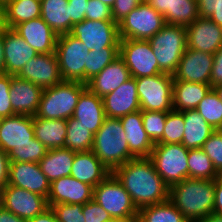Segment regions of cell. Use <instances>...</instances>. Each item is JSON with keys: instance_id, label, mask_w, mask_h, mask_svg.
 <instances>
[{"instance_id": "obj_1", "label": "cell", "mask_w": 222, "mask_h": 222, "mask_svg": "<svg viewBox=\"0 0 222 222\" xmlns=\"http://www.w3.org/2000/svg\"><path fill=\"white\" fill-rule=\"evenodd\" d=\"M130 194L139 210L169 199L170 187L157 173L149 158H135L111 172Z\"/></svg>"}, {"instance_id": "obj_2", "label": "cell", "mask_w": 222, "mask_h": 222, "mask_svg": "<svg viewBox=\"0 0 222 222\" xmlns=\"http://www.w3.org/2000/svg\"><path fill=\"white\" fill-rule=\"evenodd\" d=\"M215 180L187 178L170 187L169 200L188 222H198L213 213Z\"/></svg>"}, {"instance_id": "obj_3", "label": "cell", "mask_w": 222, "mask_h": 222, "mask_svg": "<svg viewBox=\"0 0 222 222\" xmlns=\"http://www.w3.org/2000/svg\"><path fill=\"white\" fill-rule=\"evenodd\" d=\"M92 152L111 172L135 159L130 153L120 118L105 117L94 135Z\"/></svg>"}, {"instance_id": "obj_4", "label": "cell", "mask_w": 222, "mask_h": 222, "mask_svg": "<svg viewBox=\"0 0 222 222\" xmlns=\"http://www.w3.org/2000/svg\"><path fill=\"white\" fill-rule=\"evenodd\" d=\"M87 84L76 81H62L44 89L35 117L45 119H69L73 116L80 94Z\"/></svg>"}, {"instance_id": "obj_5", "label": "cell", "mask_w": 222, "mask_h": 222, "mask_svg": "<svg viewBox=\"0 0 222 222\" xmlns=\"http://www.w3.org/2000/svg\"><path fill=\"white\" fill-rule=\"evenodd\" d=\"M148 41L157 58L159 69L173 75L187 49L186 27L166 24Z\"/></svg>"}, {"instance_id": "obj_6", "label": "cell", "mask_w": 222, "mask_h": 222, "mask_svg": "<svg viewBox=\"0 0 222 222\" xmlns=\"http://www.w3.org/2000/svg\"><path fill=\"white\" fill-rule=\"evenodd\" d=\"M188 151L181 143L154 144L149 159L169 187L188 178Z\"/></svg>"}, {"instance_id": "obj_7", "label": "cell", "mask_w": 222, "mask_h": 222, "mask_svg": "<svg viewBox=\"0 0 222 222\" xmlns=\"http://www.w3.org/2000/svg\"><path fill=\"white\" fill-rule=\"evenodd\" d=\"M140 109L142 111L173 110V75L160 73L135 78Z\"/></svg>"}, {"instance_id": "obj_8", "label": "cell", "mask_w": 222, "mask_h": 222, "mask_svg": "<svg viewBox=\"0 0 222 222\" xmlns=\"http://www.w3.org/2000/svg\"><path fill=\"white\" fill-rule=\"evenodd\" d=\"M89 49L70 33L58 35L55 53L63 81L84 83Z\"/></svg>"}, {"instance_id": "obj_9", "label": "cell", "mask_w": 222, "mask_h": 222, "mask_svg": "<svg viewBox=\"0 0 222 222\" xmlns=\"http://www.w3.org/2000/svg\"><path fill=\"white\" fill-rule=\"evenodd\" d=\"M93 200L96 201L112 218H137L138 209L130 194L111 173L93 188Z\"/></svg>"}, {"instance_id": "obj_10", "label": "cell", "mask_w": 222, "mask_h": 222, "mask_svg": "<svg viewBox=\"0 0 222 222\" xmlns=\"http://www.w3.org/2000/svg\"><path fill=\"white\" fill-rule=\"evenodd\" d=\"M165 25L164 16L143 1L118 23L119 38L148 40Z\"/></svg>"}, {"instance_id": "obj_11", "label": "cell", "mask_w": 222, "mask_h": 222, "mask_svg": "<svg viewBox=\"0 0 222 222\" xmlns=\"http://www.w3.org/2000/svg\"><path fill=\"white\" fill-rule=\"evenodd\" d=\"M120 56L133 78L163 73L159 69L157 58L148 40L120 39Z\"/></svg>"}, {"instance_id": "obj_12", "label": "cell", "mask_w": 222, "mask_h": 222, "mask_svg": "<svg viewBox=\"0 0 222 222\" xmlns=\"http://www.w3.org/2000/svg\"><path fill=\"white\" fill-rule=\"evenodd\" d=\"M70 34L78 38L89 50L120 47L118 24L115 21L84 19L73 25Z\"/></svg>"}, {"instance_id": "obj_13", "label": "cell", "mask_w": 222, "mask_h": 222, "mask_svg": "<svg viewBox=\"0 0 222 222\" xmlns=\"http://www.w3.org/2000/svg\"><path fill=\"white\" fill-rule=\"evenodd\" d=\"M0 205L26 220L34 218L49 208L46 197L9 184L0 190Z\"/></svg>"}, {"instance_id": "obj_14", "label": "cell", "mask_w": 222, "mask_h": 222, "mask_svg": "<svg viewBox=\"0 0 222 222\" xmlns=\"http://www.w3.org/2000/svg\"><path fill=\"white\" fill-rule=\"evenodd\" d=\"M17 77L47 89L63 81L56 53L38 54L29 60Z\"/></svg>"}, {"instance_id": "obj_15", "label": "cell", "mask_w": 222, "mask_h": 222, "mask_svg": "<svg viewBox=\"0 0 222 222\" xmlns=\"http://www.w3.org/2000/svg\"><path fill=\"white\" fill-rule=\"evenodd\" d=\"M212 66L213 54L187 48L173 74V79L210 85Z\"/></svg>"}, {"instance_id": "obj_16", "label": "cell", "mask_w": 222, "mask_h": 222, "mask_svg": "<svg viewBox=\"0 0 222 222\" xmlns=\"http://www.w3.org/2000/svg\"><path fill=\"white\" fill-rule=\"evenodd\" d=\"M35 137L33 117L15 114L0 119V148L8 154Z\"/></svg>"}, {"instance_id": "obj_17", "label": "cell", "mask_w": 222, "mask_h": 222, "mask_svg": "<svg viewBox=\"0 0 222 222\" xmlns=\"http://www.w3.org/2000/svg\"><path fill=\"white\" fill-rule=\"evenodd\" d=\"M187 48L214 54L222 47V26L199 17L186 27Z\"/></svg>"}, {"instance_id": "obj_18", "label": "cell", "mask_w": 222, "mask_h": 222, "mask_svg": "<svg viewBox=\"0 0 222 222\" xmlns=\"http://www.w3.org/2000/svg\"><path fill=\"white\" fill-rule=\"evenodd\" d=\"M2 36L5 74L16 76L25 64L39 53L11 28L2 26Z\"/></svg>"}, {"instance_id": "obj_19", "label": "cell", "mask_w": 222, "mask_h": 222, "mask_svg": "<svg viewBox=\"0 0 222 222\" xmlns=\"http://www.w3.org/2000/svg\"><path fill=\"white\" fill-rule=\"evenodd\" d=\"M8 184L48 197L50 182L38 163L11 162Z\"/></svg>"}, {"instance_id": "obj_20", "label": "cell", "mask_w": 222, "mask_h": 222, "mask_svg": "<svg viewBox=\"0 0 222 222\" xmlns=\"http://www.w3.org/2000/svg\"><path fill=\"white\" fill-rule=\"evenodd\" d=\"M92 199L93 187L71 176L53 181L47 197L49 207L60 203L83 205Z\"/></svg>"}, {"instance_id": "obj_21", "label": "cell", "mask_w": 222, "mask_h": 222, "mask_svg": "<svg viewBox=\"0 0 222 222\" xmlns=\"http://www.w3.org/2000/svg\"><path fill=\"white\" fill-rule=\"evenodd\" d=\"M106 117L121 118L129 113L141 110L135 78L131 77L116 90L103 98Z\"/></svg>"}, {"instance_id": "obj_22", "label": "cell", "mask_w": 222, "mask_h": 222, "mask_svg": "<svg viewBox=\"0 0 222 222\" xmlns=\"http://www.w3.org/2000/svg\"><path fill=\"white\" fill-rule=\"evenodd\" d=\"M13 30L39 54L55 52L58 35L41 17L22 22Z\"/></svg>"}, {"instance_id": "obj_23", "label": "cell", "mask_w": 222, "mask_h": 222, "mask_svg": "<svg viewBox=\"0 0 222 222\" xmlns=\"http://www.w3.org/2000/svg\"><path fill=\"white\" fill-rule=\"evenodd\" d=\"M144 2L162 14L167 25L187 27L200 17L197 0H144Z\"/></svg>"}, {"instance_id": "obj_24", "label": "cell", "mask_w": 222, "mask_h": 222, "mask_svg": "<svg viewBox=\"0 0 222 222\" xmlns=\"http://www.w3.org/2000/svg\"><path fill=\"white\" fill-rule=\"evenodd\" d=\"M9 92L11 106L15 114L35 116L42 96V88L12 75Z\"/></svg>"}, {"instance_id": "obj_25", "label": "cell", "mask_w": 222, "mask_h": 222, "mask_svg": "<svg viewBox=\"0 0 222 222\" xmlns=\"http://www.w3.org/2000/svg\"><path fill=\"white\" fill-rule=\"evenodd\" d=\"M126 135L129 151L135 158H149L154 143L148 137L142 121V110L120 118Z\"/></svg>"}, {"instance_id": "obj_26", "label": "cell", "mask_w": 222, "mask_h": 222, "mask_svg": "<svg viewBox=\"0 0 222 222\" xmlns=\"http://www.w3.org/2000/svg\"><path fill=\"white\" fill-rule=\"evenodd\" d=\"M131 78L124 59L119 55L109 63L98 75L92 78L87 87L99 97L116 90L121 84Z\"/></svg>"}, {"instance_id": "obj_27", "label": "cell", "mask_w": 222, "mask_h": 222, "mask_svg": "<svg viewBox=\"0 0 222 222\" xmlns=\"http://www.w3.org/2000/svg\"><path fill=\"white\" fill-rule=\"evenodd\" d=\"M72 117L95 135L106 117L102 97L87 87L80 94Z\"/></svg>"}, {"instance_id": "obj_28", "label": "cell", "mask_w": 222, "mask_h": 222, "mask_svg": "<svg viewBox=\"0 0 222 222\" xmlns=\"http://www.w3.org/2000/svg\"><path fill=\"white\" fill-rule=\"evenodd\" d=\"M109 174H111V171L92 151L75 153L70 173L71 177L95 188Z\"/></svg>"}, {"instance_id": "obj_29", "label": "cell", "mask_w": 222, "mask_h": 222, "mask_svg": "<svg viewBox=\"0 0 222 222\" xmlns=\"http://www.w3.org/2000/svg\"><path fill=\"white\" fill-rule=\"evenodd\" d=\"M41 17V0H9L0 7V25L13 29L16 25Z\"/></svg>"}, {"instance_id": "obj_30", "label": "cell", "mask_w": 222, "mask_h": 222, "mask_svg": "<svg viewBox=\"0 0 222 222\" xmlns=\"http://www.w3.org/2000/svg\"><path fill=\"white\" fill-rule=\"evenodd\" d=\"M181 112L185 125L181 144L187 149L201 148L215 129L206 122L196 109Z\"/></svg>"}, {"instance_id": "obj_31", "label": "cell", "mask_w": 222, "mask_h": 222, "mask_svg": "<svg viewBox=\"0 0 222 222\" xmlns=\"http://www.w3.org/2000/svg\"><path fill=\"white\" fill-rule=\"evenodd\" d=\"M33 128L35 138L48 150L65 147L67 134L66 119L51 120L33 116Z\"/></svg>"}, {"instance_id": "obj_32", "label": "cell", "mask_w": 222, "mask_h": 222, "mask_svg": "<svg viewBox=\"0 0 222 222\" xmlns=\"http://www.w3.org/2000/svg\"><path fill=\"white\" fill-rule=\"evenodd\" d=\"M75 153V151L65 147L47 151V154L38 164L50 183L59 178L70 176Z\"/></svg>"}, {"instance_id": "obj_33", "label": "cell", "mask_w": 222, "mask_h": 222, "mask_svg": "<svg viewBox=\"0 0 222 222\" xmlns=\"http://www.w3.org/2000/svg\"><path fill=\"white\" fill-rule=\"evenodd\" d=\"M212 89L209 84L176 81L173 79V110L196 109Z\"/></svg>"}, {"instance_id": "obj_34", "label": "cell", "mask_w": 222, "mask_h": 222, "mask_svg": "<svg viewBox=\"0 0 222 222\" xmlns=\"http://www.w3.org/2000/svg\"><path fill=\"white\" fill-rule=\"evenodd\" d=\"M41 18L57 35L71 31L68 0H41Z\"/></svg>"}, {"instance_id": "obj_35", "label": "cell", "mask_w": 222, "mask_h": 222, "mask_svg": "<svg viewBox=\"0 0 222 222\" xmlns=\"http://www.w3.org/2000/svg\"><path fill=\"white\" fill-rule=\"evenodd\" d=\"M136 222H188V220L168 199L139 209Z\"/></svg>"}, {"instance_id": "obj_36", "label": "cell", "mask_w": 222, "mask_h": 222, "mask_svg": "<svg viewBox=\"0 0 222 222\" xmlns=\"http://www.w3.org/2000/svg\"><path fill=\"white\" fill-rule=\"evenodd\" d=\"M66 122L67 134L65 148L75 152L92 151L94 134L73 117L67 119Z\"/></svg>"}, {"instance_id": "obj_37", "label": "cell", "mask_w": 222, "mask_h": 222, "mask_svg": "<svg viewBox=\"0 0 222 222\" xmlns=\"http://www.w3.org/2000/svg\"><path fill=\"white\" fill-rule=\"evenodd\" d=\"M219 176L212 161L201 148L189 149L188 178L215 180Z\"/></svg>"}, {"instance_id": "obj_38", "label": "cell", "mask_w": 222, "mask_h": 222, "mask_svg": "<svg viewBox=\"0 0 222 222\" xmlns=\"http://www.w3.org/2000/svg\"><path fill=\"white\" fill-rule=\"evenodd\" d=\"M120 55V47H104L90 50L87 55V67L84 70V84L98 75L109 63Z\"/></svg>"}, {"instance_id": "obj_39", "label": "cell", "mask_w": 222, "mask_h": 222, "mask_svg": "<svg viewBox=\"0 0 222 222\" xmlns=\"http://www.w3.org/2000/svg\"><path fill=\"white\" fill-rule=\"evenodd\" d=\"M196 110L215 130L222 129V102L213 88L200 101Z\"/></svg>"}, {"instance_id": "obj_40", "label": "cell", "mask_w": 222, "mask_h": 222, "mask_svg": "<svg viewBox=\"0 0 222 222\" xmlns=\"http://www.w3.org/2000/svg\"><path fill=\"white\" fill-rule=\"evenodd\" d=\"M184 128L183 113L181 111L171 110L167 112L163 137L155 144L182 143Z\"/></svg>"}, {"instance_id": "obj_41", "label": "cell", "mask_w": 222, "mask_h": 222, "mask_svg": "<svg viewBox=\"0 0 222 222\" xmlns=\"http://www.w3.org/2000/svg\"><path fill=\"white\" fill-rule=\"evenodd\" d=\"M48 149L35 137L31 143L19 146L9 153L11 162H33L38 163L46 154Z\"/></svg>"}, {"instance_id": "obj_42", "label": "cell", "mask_w": 222, "mask_h": 222, "mask_svg": "<svg viewBox=\"0 0 222 222\" xmlns=\"http://www.w3.org/2000/svg\"><path fill=\"white\" fill-rule=\"evenodd\" d=\"M166 117L167 112L142 111L144 129L154 144L163 137Z\"/></svg>"}, {"instance_id": "obj_43", "label": "cell", "mask_w": 222, "mask_h": 222, "mask_svg": "<svg viewBox=\"0 0 222 222\" xmlns=\"http://www.w3.org/2000/svg\"><path fill=\"white\" fill-rule=\"evenodd\" d=\"M201 149L210 158L216 171L222 175V130H215Z\"/></svg>"}, {"instance_id": "obj_44", "label": "cell", "mask_w": 222, "mask_h": 222, "mask_svg": "<svg viewBox=\"0 0 222 222\" xmlns=\"http://www.w3.org/2000/svg\"><path fill=\"white\" fill-rule=\"evenodd\" d=\"M82 204H55L51 206L58 222H86Z\"/></svg>"}, {"instance_id": "obj_45", "label": "cell", "mask_w": 222, "mask_h": 222, "mask_svg": "<svg viewBox=\"0 0 222 222\" xmlns=\"http://www.w3.org/2000/svg\"><path fill=\"white\" fill-rule=\"evenodd\" d=\"M11 79L12 75L0 74V119L15 115L9 92Z\"/></svg>"}, {"instance_id": "obj_46", "label": "cell", "mask_w": 222, "mask_h": 222, "mask_svg": "<svg viewBox=\"0 0 222 222\" xmlns=\"http://www.w3.org/2000/svg\"><path fill=\"white\" fill-rule=\"evenodd\" d=\"M85 19L92 21H113L112 9L99 0H88Z\"/></svg>"}, {"instance_id": "obj_47", "label": "cell", "mask_w": 222, "mask_h": 222, "mask_svg": "<svg viewBox=\"0 0 222 222\" xmlns=\"http://www.w3.org/2000/svg\"><path fill=\"white\" fill-rule=\"evenodd\" d=\"M82 214L86 222H107L112 217L93 199L83 204Z\"/></svg>"}, {"instance_id": "obj_48", "label": "cell", "mask_w": 222, "mask_h": 222, "mask_svg": "<svg viewBox=\"0 0 222 222\" xmlns=\"http://www.w3.org/2000/svg\"><path fill=\"white\" fill-rule=\"evenodd\" d=\"M144 0H115L112 9V18L117 24Z\"/></svg>"}, {"instance_id": "obj_49", "label": "cell", "mask_w": 222, "mask_h": 222, "mask_svg": "<svg viewBox=\"0 0 222 222\" xmlns=\"http://www.w3.org/2000/svg\"><path fill=\"white\" fill-rule=\"evenodd\" d=\"M71 18V29L74 24L82 22L87 13L88 0H68Z\"/></svg>"}, {"instance_id": "obj_50", "label": "cell", "mask_w": 222, "mask_h": 222, "mask_svg": "<svg viewBox=\"0 0 222 222\" xmlns=\"http://www.w3.org/2000/svg\"><path fill=\"white\" fill-rule=\"evenodd\" d=\"M221 84H222V47L219 48L213 54V66L210 76V86L212 88Z\"/></svg>"}, {"instance_id": "obj_51", "label": "cell", "mask_w": 222, "mask_h": 222, "mask_svg": "<svg viewBox=\"0 0 222 222\" xmlns=\"http://www.w3.org/2000/svg\"><path fill=\"white\" fill-rule=\"evenodd\" d=\"M10 163L9 154L0 148V190L8 185Z\"/></svg>"}, {"instance_id": "obj_52", "label": "cell", "mask_w": 222, "mask_h": 222, "mask_svg": "<svg viewBox=\"0 0 222 222\" xmlns=\"http://www.w3.org/2000/svg\"><path fill=\"white\" fill-rule=\"evenodd\" d=\"M217 0H197L199 16L209 18L216 11Z\"/></svg>"}, {"instance_id": "obj_53", "label": "cell", "mask_w": 222, "mask_h": 222, "mask_svg": "<svg viewBox=\"0 0 222 222\" xmlns=\"http://www.w3.org/2000/svg\"><path fill=\"white\" fill-rule=\"evenodd\" d=\"M213 212L222 215V176L215 179V199Z\"/></svg>"}, {"instance_id": "obj_54", "label": "cell", "mask_w": 222, "mask_h": 222, "mask_svg": "<svg viewBox=\"0 0 222 222\" xmlns=\"http://www.w3.org/2000/svg\"><path fill=\"white\" fill-rule=\"evenodd\" d=\"M28 222H58L54 211L49 207L43 213L36 215Z\"/></svg>"}, {"instance_id": "obj_55", "label": "cell", "mask_w": 222, "mask_h": 222, "mask_svg": "<svg viewBox=\"0 0 222 222\" xmlns=\"http://www.w3.org/2000/svg\"><path fill=\"white\" fill-rule=\"evenodd\" d=\"M0 222H28V220L16 216L0 205Z\"/></svg>"}, {"instance_id": "obj_56", "label": "cell", "mask_w": 222, "mask_h": 222, "mask_svg": "<svg viewBox=\"0 0 222 222\" xmlns=\"http://www.w3.org/2000/svg\"><path fill=\"white\" fill-rule=\"evenodd\" d=\"M209 18L217 25L222 26V0H217L216 11Z\"/></svg>"}, {"instance_id": "obj_57", "label": "cell", "mask_w": 222, "mask_h": 222, "mask_svg": "<svg viewBox=\"0 0 222 222\" xmlns=\"http://www.w3.org/2000/svg\"><path fill=\"white\" fill-rule=\"evenodd\" d=\"M5 73L4 46L2 36V26L0 25V74Z\"/></svg>"}, {"instance_id": "obj_58", "label": "cell", "mask_w": 222, "mask_h": 222, "mask_svg": "<svg viewBox=\"0 0 222 222\" xmlns=\"http://www.w3.org/2000/svg\"><path fill=\"white\" fill-rule=\"evenodd\" d=\"M198 222H222V215L213 212L203 219H200Z\"/></svg>"}, {"instance_id": "obj_59", "label": "cell", "mask_w": 222, "mask_h": 222, "mask_svg": "<svg viewBox=\"0 0 222 222\" xmlns=\"http://www.w3.org/2000/svg\"><path fill=\"white\" fill-rule=\"evenodd\" d=\"M137 218H111L107 222H136Z\"/></svg>"}, {"instance_id": "obj_60", "label": "cell", "mask_w": 222, "mask_h": 222, "mask_svg": "<svg viewBox=\"0 0 222 222\" xmlns=\"http://www.w3.org/2000/svg\"><path fill=\"white\" fill-rule=\"evenodd\" d=\"M213 89H214L215 92L217 93L220 101L222 102V84H221V85H218V86H215Z\"/></svg>"}, {"instance_id": "obj_61", "label": "cell", "mask_w": 222, "mask_h": 222, "mask_svg": "<svg viewBox=\"0 0 222 222\" xmlns=\"http://www.w3.org/2000/svg\"><path fill=\"white\" fill-rule=\"evenodd\" d=\"M99 1H101L103 4L108 5L110 8L113 7V4L115 2V0H99Z\"/></svg>"}, {"instance_id": "obj_62", "label": "cell", "mask_w": 222, "mask_h": 222, "mask_svg": "<svg viewBox=\"0 0 222 222\" xmlns=\"http://www.w3.org/2000/svg\"><path fill=\"white\" fill-rule=\"evenodd\" d=\"M9 0H0V7H2Z\"/></svg>"}]
</instances>
